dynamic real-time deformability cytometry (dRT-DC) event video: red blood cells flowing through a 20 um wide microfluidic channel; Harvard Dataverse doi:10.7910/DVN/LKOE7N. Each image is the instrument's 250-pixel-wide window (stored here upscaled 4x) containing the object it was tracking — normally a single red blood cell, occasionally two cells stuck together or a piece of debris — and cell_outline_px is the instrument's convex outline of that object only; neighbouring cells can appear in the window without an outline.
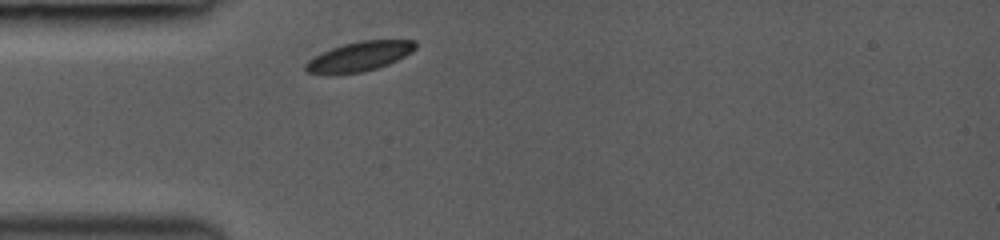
{"species": "common noctule bat (a hibernating species)", "species_latin": "Nyctalus noctula", "temperature_condition": "room temperature", "stored_images_in_passage": 23, "camera_frame_rate_fps": 3000, "um_per_image_px": 0.085, "animal": {"sex": "female", "body_mass_g": 19.0, "forearm_length_mm": 53.3}, "frame": {"image": 1, "passage_image": 1, "time_ms": 0.0, "image_size_px": [1000, 240], "cell_outline_px": [[416, 48], [412, 52], [388, 64], [364, 72], [304, 72], [304, 64], [308, 60], [332, 48], [344, 44], [360, 40], [416, 40]], "centroid_in_image_um": [30.6, 4.76], "position_along_channel_um": 54.4, "area_um2": 18.32}}
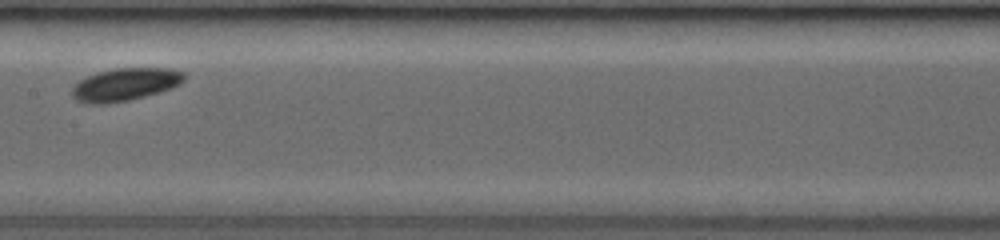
{"frame": {"image": 2, "passage_image": 10, "time_ms": 3.667, "image_size_px": [1000, 240], "cell_outline_px": [[184, 80], [180, 84], [172, 88], [144, 96], [128, 100], [104, 104], [88, 104], [76, 100], [72, 96], [72, 88], [80, 80], [96, 72], [112, 68], [168, 68], [184, 72]], "centroid_in_image_um": [10.62, 7.17], "position_along_channel_um": 196.8, "area_um2": 21.33}}
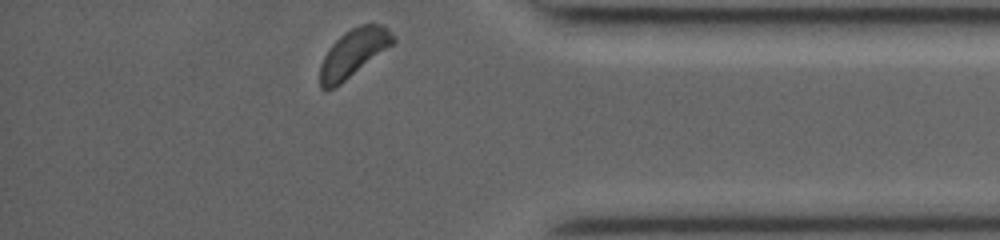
{"frame": {"image": 3, "passage_image": 23, "time_ms": 9.0, "image_size_px": [1000, 240], "cell_outline_px": [[396, 40], [392, 44], [336, 88], [324, 92], [320, 88], [320, 64], [328, 48], [344, 32], [352, 28], [364, 24], [380, 24], [388, 28], [396, 36]], "centroid_in_image_um": [30.01, 4.53], "position_along_channel_um": 405.2, "area_um2": 20.35}, "authors_computed_cell_mechanics": {"area_um2": 20.3456, "velocity_mm_per_s": 4.0631, "shape_relaxation_time_tau1_ms": 0.6687, "shape_relaxation_time_tau2_ms": null, "deformation_change_tau1": 0.0336, "deformation_change_tau2": null}}